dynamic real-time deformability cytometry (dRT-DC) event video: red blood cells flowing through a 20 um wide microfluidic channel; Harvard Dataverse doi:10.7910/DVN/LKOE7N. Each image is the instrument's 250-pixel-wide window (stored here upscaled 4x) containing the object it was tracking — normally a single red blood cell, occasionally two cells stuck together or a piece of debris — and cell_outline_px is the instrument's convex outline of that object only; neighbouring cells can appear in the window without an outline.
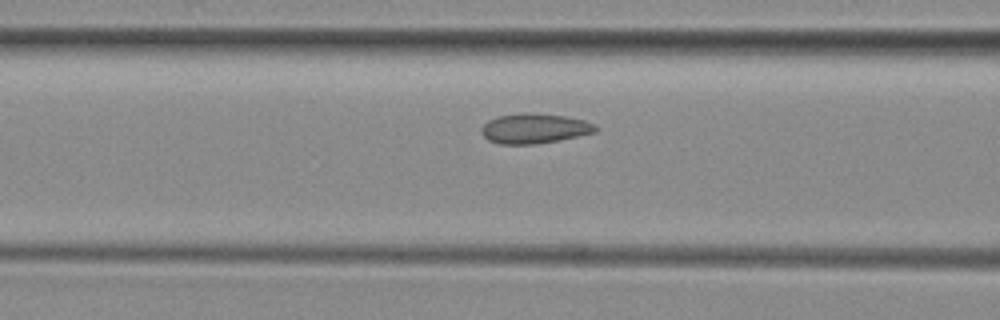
{"species": "common noctule bat (a hibernating species)", "species_latin": "Nyctalus noctula", "temperature_condition": "room temperature", "stored_images_in_passage": 5, "segment_of_instrument_passage": [1, 2], "camera_frame_rate_fps": 3000, "um_per_image_px": 0.085, "animal": {"sex": "female", "body_mass_g": 29.2, "forearm_length_mm": 56.3}, "frame": {"image": 1, "passage_image": 4, "time_ms": 4.0, "image_size_px": [1000, 320], "cell_outline_px": [[596, 132], [580, 136], [560, 140], [536, 144], [500, 144], [488, 140], [480, 132], [480, 128], [488, 120], [496, 116], [520, 112], [524, 112], [564, 116], [584, 120], [596, 124]], "centroid_in_image_um": [45.4, 10.92], "position_along_channel_um": 121.2, "area_um2": 20.11}}